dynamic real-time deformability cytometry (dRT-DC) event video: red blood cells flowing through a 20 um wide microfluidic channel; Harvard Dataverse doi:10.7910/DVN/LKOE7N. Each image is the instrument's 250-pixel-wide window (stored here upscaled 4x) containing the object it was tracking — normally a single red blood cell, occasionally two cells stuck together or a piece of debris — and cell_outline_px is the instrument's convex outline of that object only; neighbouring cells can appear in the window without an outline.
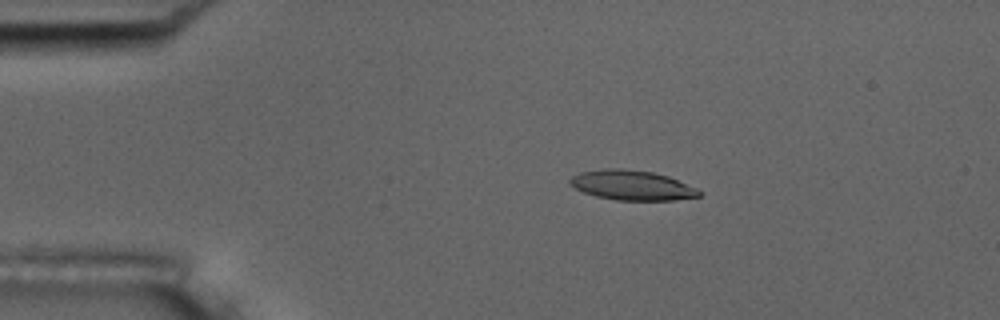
{"species": "common noctule bat (a hibernating species)", "species_latin": "Nyctalus noctula", "temperature_condition": "room temperature", "stored_images_in_passage": 46, "camera_frame_rate_fps": 3000, "um_per_image_px": 0.085, "animal": {"sex": "male", "body_mass_g": 17.5, "forearm_length_mm": 52.3}, "frame": {"image": 1, "passage_image": 2, "time_ms": 0.333, "image_size_px": [1000, 320], "cell_outline_px": [[704, 192], [700, 196], [676, 200], [616, 200], [596, 196], [584, 192], [568, 184], [568, 180], [572, 176], [580, 172], [604, 168], [620, 168], [652, 172], [668, 176], [696, 188]], "centroid_in_image_um": [53.71, 15.74], "position_along_channel_um": 31.3, "area_um2": 22.48}}
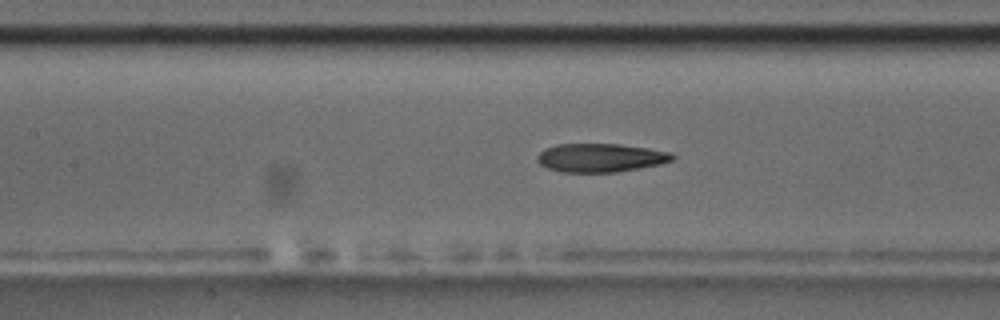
{"frame": {"image": 2, "passage_image": 16, "time_ms": 5.0, "image_size_px": [1000, 320], "cell_outline_px": [[676, 156], [672, 160], [660, 164], [616, 172], [564, 172], [548, 168], [540, 164], [536, 160], [536, 156], [544, 148], [556, 144], [620, 144], [648, 148], [672, 152]], "centroid_in_image_um": [51.03, 13.4], "position_along_channel_um": 156.4, "area_um2": 22.54}}
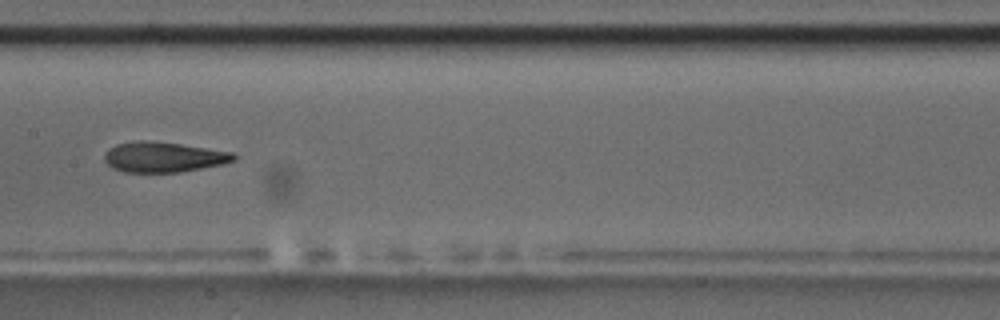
{"frame": {"image": 3, "passage_image": 19, "time_ms": 6.0, "image_size_px": [1000, 320], "cell_outline_px": [[236, 160], [220, 164], [180, 172], [124, 172], [112, 168], [104, 160], [104, 152], [108, 148], [116, 144], [140, 140], [144, 140], [180, 144], [232, 152], [236, 156]], "centroid_in_image_um": [13.84, 13.35], "position_along_channel_um": 193.6, "area_um2": 22.66}, "authors_computed_cell_mechanics": {"area_um2": 23.2934, "velocity_mm_per_s": 3.7481, "shape_relaxation_time_tau1_ms": 10.3986, "shape_relaxation_time_tau2_ms": 3.0934, "deformation_change_tau1": 0.2759, "deformation_change_tau2": 0.1167}}